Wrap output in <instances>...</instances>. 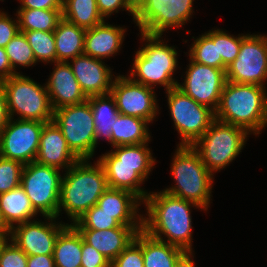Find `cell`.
<instances>
[{
	"mask_svg": "<svg viewBox=\"0 0 267 267\" xmlns=\"http://www.w3.org/2000/svg\"><path fill=\"white\" fill-rule=\"evenodd\" d=\"M145 203L148 217H142V230L151 237L192 252L191 207L203 210L194 202L171 195L164 190L147 195ZM192 205V206H191ZM168 239L164 240L162 235Z\"/></svg>",
	"mask_w": 267,
	"mask_h": 267,
	"instance_id": "6da1fadb",
	"label": "cell"
},
{
	"mask_svg": "<svg viewBox=\"0 0 267 267\" xmlns=\"http://www.w3.org/2000/svg\"><path fill=\"white\" fill-rule=\"evenodd\" d=\"M215 119L244 128L249 134H261L267 126V93L256 84L226 81Z\"/></svg>",
	"mask_w": 267,
	"mask_h": 267,
	"instance_id": "7a4b0ae2",
	"label": "cell"
},
{
	"mask_svg": "<svg viewBox=\"0 0 267 267\" xmlns=\"http://www.w3.org/2000/svg\"><path fill=\"white\" fill-rule=\"evenodd\" d=\"M94 164L81 159L65 171L61 180L58 216L63 209L73 223L76 222L109 188L103 166L98 161Z\"/></svg>",
	"mask_w": 267,
	"mask_h": 267,
	"instance_id": "3957f363",
	"label": "cell"
},
{
	"mask_svg": "<svg viewBox=\"0 0 267 267\" xmlns=\"http://www.w3.org/2000/svg\"><path fill=\"white\" fill-rule=\"evenodd\" d=\"M148 143L115 146L97 160L104 168L108 186L132 192L142 202L149 194L141 188L155 166Z\"/></svg>",
	"mask_w": 267,
	"mask_h": 267,
	"instance_id": "277c9868",
	"label": "cell"
},
{
	"mask_svg": "<svg viewBox=\"0 0 267 267\" xmlns=\"http://www.w3.org/2000/svg\"><path fill=\"white\" fill-rule=\"evenodd\" d=\"M172 161L171 174L176 184L164 191L207 210L214 175L206 168L192 146H177Z\"/></svg>",
	"mask_w": 267,
	"mask_h": 267,
	"instance_id": "5b68a950",
	"label": "cell"
},
{
	"mask_svg": "<svg viewBox=\"0 0 267 267\" xmlns=\"http://www.w3.org/2000/svg\"><path fill=\"white\" fill-rule=\"evenodd\" d=\"M140 35L147 43L136 52L129 77L152 89L157 84L164 86L166 91L177 87L178 82L172 77L178 67L175 47L164 44L160 35L143 32Z\"/></svg>",
	"mask_w": 267,
	"mask_h": 267,
	"instance_id": "8992f818",
	"label": "cell"
},
{
	"mask_svg": "<svg viewBox=\"0 0 267 267\" xmlns=\"http://www.w3.org/2000/svg\"><path fill=\"white\" fill-rule=\"evenodd\" d=\"M249 133L242 127L214 120L192 145L212 173L228 166L241 152Z\"/></svg>",
	"mask_w": 267,
	"mask_h": 267,
	"instance_id": "52a82bcc",
	"label": "cell"
},
{
	"mask_svg": "<svg viewBox=\"0 0 267 267\" xmlns=\"http://www.w3.org/2000/svg\"><path fill=\"white\" fill-rule=\"evenodd\" d=\"M6 94L9 118L16 114L20 120L53 121L54 110L46 86H41L21 73L1 81Z\"/></svg>",
	"mask_w": 267,
	"mask_h": 267,
	"instance_id": "ba28073f",
	"label": "cell"
},
{
	"mask_svg": "<svg viewBox=\"0 0 267 267\" xmlns=\"http://www.w3.org/2000/svg\"><path fill=\"white\" fill-rule=\"evenodd\" d=\"M53 121L61 129L68 147L80 160L93 157L97 146L94 118L88 100L54 110Z\"/></svg>",
	"mask_w": 267,
	"mask_h": 267,
	"instance_id": "9c48e42d",
	"label": "cell"
},
{
	"mask_svg": "<svg viewBox=\"0 0 267 267\" xmlns=\"http://www.w3.org/2000/svg\"><path fill=\"white\" fill-rule=\"evenodd\" d=\"M60 169L36 161L24 165L21 187L33 209L43 216L58 217L62 176Z\"/></svg>",
	"mask_w": 267,
	"mask_h": 267,
	"instance_id": "30bf717a",
	"label": "cell"
},
{
	"mask_svg": "<svg viewBox=\"0 0 267 267\" xmlns=\"http://www.w3.org/2000/svg\"><path fill=\"white\" fill-rule=\"evenodd\" d=\"M165 92L170 115L182 139L178 146H192L215 120V112L177 87Z\"/></svg>",
	"mask_w": 267,
	"mask_h": 267,
	"instance_id": "8fae6325",
	"label": "cell"
},
{
	"mask_svg": "<svg viewBox=\"0 0 267 267\" xmlns=\"http://www.w3.org/2000/svg\"><path fill=\"white\" fill-rule=\"evenodd\" d=\"M194 0H136L134 21L140 32L163 35L168 28L181 27L191 17Z\"/></svg>",
	"mask_w": 267,
	"mask_h": 267,
	"instance_id": "7c38bea8",
	"label": "cell"
},
{
	"mask_svg": "<svg viewBox=\"0 0 267 267\" xmlns=\"http://www.w3.org/2000/svg\"><path fill=\"white\" fill-rule=\"evenodd\" d=\"M267 79V36L247 34L237 58L227 66L226 81L265 87Z\"/></svg>",
	"mask_w": 267,
	"mask_h": 267,
	"instance_id": "4fadbf2b",
	"label": "cell"
},
{
	"mask_svg": "<svg viewBox=\"0 0 267 267\" xmlns=\"http://www.w3.org/2000/svg\"><path fill=\"white\" fill-rule=\"evenodd\" d=\"M13 119L9 118L0 133V156L27 165L36 160L42 128L47 122Z\"/></svg>",
	"mask_w": 267,
	"mask_h": 267,
	"instance_id": "5bb4252c",
	"label": "cell"
},
{
	"mask_svg": "<svg viewBox=\"0 0 267 267\" xmlns=\"http://www.w3.org/2000/svg\"><path fill=\"white\" fill-rule=\"evenodd\" d=\"M184 83L177 84L183 93L214 112L217 110L226 82V72L212 66L190 61Z\"/></svg>",
	"mask_w": 267,
	"mask_h": 267,
	"instance_id": "9a60e30c",
	"label": "cell"
},
{
	"mask_svg": "<svg viewBox=\"0 0 267 267\" xmlns=\"http://www.w3.org/2000/svg\"><path fill=\"white\" fill-rule=\"evenodd\" d=\"M114 78L110 93L119 113L152 122L159 111L154 89L134 82L129 76L119 75Z\"/></svg>",
	"mask_w": 267,
	"mask_h": 267,
	"instance_id": "2e32d148",
	"label": "cell"
},
{
	"mask_svg": "<svg viewBox=\"0 0 267 267\" xmlns=\"http://www.w3.org/2000/svg\"><path fill=\"white\" fill-rule=\"evenodd\" d=\"M44 218L50 222L31 220L13 226L9 242L15 243L27 256L53 255L56 238L68 224H56V217Z\"/></svg>",
	"mask_w": 267,
	"mask_h": 267,
	"instance_id": "e0dca14e",
	"label": "cell"
},
{
	"mask_svg": "<svg viewBox=\"0 0 267 267\" xmlns=\"http://www.w3.org/2000/svg\"><path fill=\"white\" fill-rule=\"evenodd\" d=\"M71 63L69 62V65L73 74L87 98L111 92L114 76L110 67H107L102 60L81 54L73 58Z\"/></svg>",
	"mask_w": 267,
	"mask_h": 267,
	"instance_id": "ac0fdd59",
	"label": "cell"
},
{
	"mask_svg": "<svg viewBox=\"0 0 267 267\" xmlns=\"http://www.w3.org/2000/svg\"><path fill=\"white\" fill-rule=\"evenodd\" d=\"M80 159L68 147L61 129L54 121L44 124L36 162L66 171Z\"/></svg>",
	"mask_w": 267,
	"mask_h": 267,
	"instance_id": "d6986e66",
	"label": "cell"
},
{
	"mask_svg": "<svg viewBox=\"0 0 267 267\" xmlns=\"http://www.w3.org/2000/svg\"><path fill=\"white\" fill-rule=\"evenodd\" d=\"M56 63V64H55ZM54 71L45 84L53 110L87 100L73 74L69 62H54Z\"/></svg>",
	"mask_w": 267,
	"mask_h": 267,
	"instance_id": "ffe728a7",
	"label": "cell"
},
{
	"mask_svg": "<svg viewBox=\"0 0 267 267\" xmlns=\"http://www.w3.org/2000/svg\"><path fill=\"white\" fill-rule=\"evenodd\" d=\"M142 226H124L107 230H78L83 240L112 262L132 241Z\"/></svg>",
	"mask_w": 267,
	"mask_h": 267,
	"instance_id": "44dd1931",
	"label": "cell"
},
{
	"mask_svg": "<svg viewBox=\"0 0 267 267\" xmlns=\"http://www.w3.org/2000/svg\"><path fill=\"white\" fill-rule=\"evenodd\" d=\"M141 200L132 192L108 188L97 201V206L112 215L120 225L142 226L143 215L137 214Z\"/></svg>",
	"mask_w": 267,
	"mask_h": 267,
	"instance_id": "7402d4cb",
	"label": "cell"
},
{
	"mask_svg": "<svg viewBox=\"0 0 267 267\" xmlns=\"http://www.w3.org/2000/svg\"><path fill=\"white\" fill-rule=\"evenodd\" d=\"M126 32L120 26H113L105 21L93 28L86 29L84 37V54L103 60L117 54L121 48Z\"/></svg>",
	"mask_w": 267,
	"mask_h": 267,
	"instance_id": "603a6c76",
	"label": "cell"
},
{
	"mask_svg": "<svg viewBox=\"0 0 267 267\" xmlns=\"http://www.w3.org/2000/svg\"><path fill=\"white\" fill-rule=\"evenodd\" d=\"M86 29L61 19L53 31L56 47V62L69 60L84 54V37Z\"/></svg>",
	"mask_w": 267,
	"mask_h": 267,
	"instance_id": "cb8c5ba5",
	"label": "cell"
},
{
	"mask_svg": "<svg viewBox=\"0 0 267 267\" xmlns=\"http://www.w3.org/2000/svg\"><path fill=\"white\" fill-rule=\"evenodd\" d=\"M0 212L10 229L19 223L31 221L38 214L21 186L0 194Z\"/></svg>",
	"mask_w": 267,
	"mask_h": 267,
	"instance_id": "d4e9b609",
	"label": "cell"
},
{
	"mask_svg": "<svg viewBox=\"0 0 267 267\" xmlns=\"http://www.w3.org/2000/svg\"><path fill=\"white\" fill-rule=\"evenodd\" d=\"M53 259L55 267H81L82 236L72 224H68L57 236Z\"/></svg>",
	"mask_w": 267,
	"mask_h": 267,
	"instance_id": "484cf974",
	"label": "cell"
},
{
	"mask_svg": "<svg viewBox=\"0 0 267 267\" xmlns=\"http://www.w3.org/2000/svg\"><path fill=\"white\" fill-rule=\"evenodd\" d=\"M148 123L142 118L119 113L112 127V147L148 143L150 141Z\"/></svg>",
	"mask_w": 267,
	"mask_h": 267,
	"instance_id": "4316f807",
	"label": "cell"
},
{
	"mask_svg": "<svg viewBox=\"0 0 267 267\" xmlns=\"http://www.w3.org/2000/svg\"><path fill=\"white\" fill-rule=\"evenodd\" d=\"M95 126V142L100 138H106L111 144L112 127L116 116L119 114L114 97L111 93L88 97Z\"/></svg>",
	"mask_w": 267,
	"mask_h": 267,
	"instance_id": "83f0119b",
	"label": "cell"
},
{
	"mask_svg": "<svg viewBox=\"0 0 267 267\" xmlns=\"http://www.w3.org/2000/svg\"><path fill=\"white\" fill-rule=\"evenodd\" d=\"M184 253L181 248L157 240L142 230L144 267H175Z\"/></svg>",
	"mask_w": 267,
	"mask_h": 267,
	"instance_id": "f1b7e54d",
	"label": "cell"
},
{
	"mask_svg": "<svg viewBox=\"0 0 267 267\" xmlns=\"http://www.w3.org/2000/svg\"><path fill=\"white\" fill-rule=\"evenodd\" d=\"M62 18L84 29L93 28L105 21L96 0H67L62 5Z\"/></svg>",
	"mask_w": 267,
	"mask_h": 267,
	"instance_id": "f546056e",
	"label": "cell"
},
{
	"mask_svg": "<svg viewBox=\"0 0 267 267\" xmlns=\"http://www.w3.org/2000/svg\"><path fill=\"white\" fill-rule=\"evenodd\" d=\"M19 31H54L62 19V10L19 9Z\"/></svg>",
	"mask_w": 267,
	"mask_h": 267,
	"instance_id": "4dcf8cb0",
	"label": "cell"
},
{
	"mask_svg": "<svg viewBox=\"0 0 267 267\" xmlns=\"http://www.w3.org/2000/svg\"><path fill=\"white\" fill-rule=\"evenodd\" d=\"M188 55L190 60L199 64L222 69V58H218L217 30H210L197 38L192 44Z\"/></svg>",
	"mask_w": 267,
	"mask_h": 267,
	"instance_id": "1f68e13d",
	"label": "cell"
},
{
	"mask_svg": "<svg viewBox=\"0 0 267 267\" xmlns=\"http://www.w3.org/2000/svg\"><path fill=\"white\" fill-rule=\"evenodd\" d=\"M24 33L37 62H56V47L53 31H19Z\"/></svg>",
	"mask_w": 267,
	"mask_h": 267,
	"instance_id": "d6a6232c",
	"label": "cell"
},
{
	"mask_svg": "<svg viewBox=\"0 0 267 267\" xmlns=\"http://www.w3.org/2000/svg\"><path fill=\"white\" fill-rule=\"evenodd\" d=\"M4 48L10 60L11 67L17 74V66L29 67L36 63L32 48L22 32H18Z\"/></svg>",
	"mask_w": 267,
	"mask_h": 267,
	"instance_id": "836d02e7",
	"label": "cell"
},
{
	"mask_svg": "<svg viewBox=\"0 0 267 267\" xmlns=\"http://www.w3.org/2000/svg\"><path fill=\"white\" fill-rule=\"evenodd\" d=\"M77 230H107L117 228L120 224L103 212L97 205L86 211L76 222L71 223Z\"/></svg>",
	"mask_w": 267,
	"mask_h": 267,
	"instance_id": "e575fe53",
	"label": "cell"
},
{
	"mask_svg": "<svg viewBox=\"0 0 267 267\" xmlns=\"http://www.w3.org/2000/svg\"><path fill=\"white\" fill-rule=\"evenodd\" d=\"M246 35L234 37L217 29V50L218 58H222V69L226 72L227 66L238 56L241 47V41Z\"/></svg>",
	"mask_w": 267,
	"mask_h": 267,
	"instance_id": "d590c367",
	"label": "cell"
},
{
	"mask_svg": "<svg viewBox=\"0 0 267 267\" xmlns=\"http://www.w3.org/2000/svg\"><path fill=\"white\" fill-rule=\"evenodd\" d=\"M23 167L24 165L18 161L0 156V194L21 185Z\"/></svg>",
	"mask_w": 267,
	"mask_h": 267,
	"instance_id": "8d00e7d4",
	"label": "cell"
},
{
	"mask_svg": "<svg viewBox=\"0 0 267 267\" xmlns=\"http://www.w3.org/2000/svg\"><path fill=\"white\" fill-rule=\"evenodd\" d=\"M111 267H144L142 254V230L112 262Z\"/></svg>",
	"mask_w": 267,
	"mask_h": 267,
	"instance_id": "74e56055",
	"label": "cell"
},
{
	"mask_svg": "<svg viewBox=\"0 0 267 267\" xmlns=\"http://www.w3.org/2000/svg\"><path fill=\"white\" fill-rule=\"evenodd\" d=\"M27 257L15 243L7 240L0 251V267H27Z\"/></svg>",
	"mask_w": 267,
	"mask_h": 267,
	"instance_id": "f35d334b",
	"label": "cell"
},
{
	"mask_svg": "<svg viewBox=\"0 0 267 267\" xmlns=\"http://www.w3.org/2000/svg\"><path fill=\"white\" fill-rule=\"evenodd\" d=\"M96 2L98 10L104 19L107 18L106 16L118 12V9L124 8V10L126 9L125 11L132 14L134 20L136 0H96Z\"/></svg>",
	"mask_w": 267,
	"mask_h": 267,
	"instance_id": "ab89813d",
	"label": "cell"
},
{
	"mask_svg": "<svg viewBox=\"0 0 267 267\" xmlns=\"http://www.w3.org/2000/svg\"><path fill=\"white\" fill-rule=\"evenodd\" d=\"M81 267H111V262L82 238Z\"/></svg>",
	"mask_w": 267,
	"mask_h": 267,
	"instance_id": "60d3db41",
	"label": "cell"
},
{
	"mask_svg": "<svg viewBox=\"0 0 267 267\" xmlns=\"http://www.w3.org/2000/svg\"><path fill=\"white\" fill-rule=\"evenodd\" d=\"M18 32V20L0 11V47H5Z\"/></svg>",
	"mask_w": 267,
	"mask_h": 267,
	"instance_id": "b9f144b4",
	"label": "cell"
},
{
	"mask_svg": "<svg viewBox=\"0 0 267 267\" xmlns=\"http://www.w3.org/2000/svg\"><path fill=\"white\" fill-rule=\"evenodd\" d=\"M20 9L62 10L59 0H21Z\"/></svg>",
	"mask_w": 267,
	"mask_h": 267,
	"instance_id": "7bdbcfd3",
	"label": "cell"
},
{
	"mask_svg": "<svg viewBox=\"0 0 267 267\" xmlns=\"http://www.w3.org/2000/svg\"><path fill=\"white\" fill-rule=\"evenodd\" d=\"M15 73L11 67L10 60L6 54L5 48L0 47V82L12 77Z\"/></svg>",
	"mask_w": 267,
	"mask_h": 267,
	"instance_id": "ee69618b",
	"label": "cell"
},
{
	"mask_svg": "<svg viewBox=\"0 0 267 267\" xmlns=\"http://www.w3.org/2000/svg\"><path fill=\"white\" fill-rule=\"evenodd\" d=\"M27 267H55L53 255H34L27 257Z\"/></svg>",
	"mask_w": 267,
	"mask_h": 267,
	"instance_id": "f6af8a7d",
	"label": "cell"
},
{
	"mask_svg": "<svg viewBox=\"0 0 267 267\" xmlns=\"http://www.w3.org/2000/svg\"><path fill=\"white\" fill-rule=\"evenodd\" d=\"M8 120L9 115L7 111L6 94L0 82V133L6 126Z\"/></svg>",
	"mask_w": 267,
	"mask_h": 267,
	"instance_id": "bcb514c9",
	"label": "cell"
},
{
	"mask_svg": "<svg viewBox=\"0 0 267 267\" xmlns=\"http://www.w3.org/2000/svg\"><path fill=\"white\" fill-rule=\"evenodd\" d=\"M194 258V255L192 252H185L176 262L175 267H195L194 261L192 256Z\"/></svg>",
	"mask_w": 267,
	"mask_h": 267,
	"instance_id": "7dc6e473",
	"label": "cell"
},
{
	"mask_svg": "<svg viewBox=\"0 0 267 267\" xmlns=\"http://www.w3.org/2000/svg\"><path fill=\"white\" fill-rule=\"evenodd\" d=\"M0 233H10V228L4 222L0 212Z\"/></svg>",
	"mask_w": 267,
	"mask_h": 267,
	"instance_id": "c3c4849f",
	"label": "cell"
},
{
	"mask_svg": "<svg viewBox=\"0 0 267 267\" xmlns=\"http://www.w3.org/2000/svg\"><path fill=\"white\" fill-rule=\"evenodd\" d=\"M10 233H0V251L3 245L9 240Z\"/></svg>",
	"mask_w": 267,
	"mask_h": 267,
	"instance_id": "681fc988",
	"label": "cell"
},
{
	"mask_svg": "<svg viewBox=\"0 0 267 267\" xmlns=\"http://www.w3.org/2000/svg\"><path fill=\"white\" fill-rule=\"evenodd\" d=\"M59 1L63 5L67 0H59Z\"/></svg>",
	"mask_w": 267,
	"mask_h": 267,
	"instance_id": "f907efd6",
	"label": "cell"
}]
</instances>
